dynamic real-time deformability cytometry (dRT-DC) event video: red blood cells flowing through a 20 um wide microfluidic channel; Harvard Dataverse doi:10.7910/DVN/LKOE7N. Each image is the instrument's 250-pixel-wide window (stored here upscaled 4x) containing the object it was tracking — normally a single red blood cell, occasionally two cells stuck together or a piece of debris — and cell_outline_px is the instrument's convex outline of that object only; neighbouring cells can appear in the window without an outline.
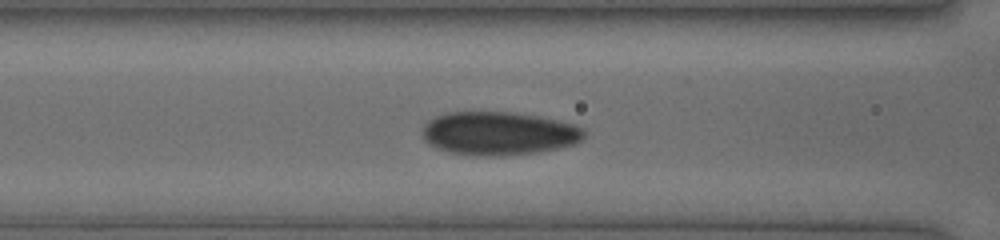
{"species": "human", "species_latin": "Homo sapiens", "temperature_condition": "cold", "stored_images_in_passage": 40, "camera_frame_rate_fps": 3000, "um_per_image_px": 0.085, "donor": {"sex": "female"}, "frame": {"image": 1, "passage_image": 15, "time_ms": 3.0, "image_size_px": [1000, 240], "cell_outline_px": [[584, 136], [576, 144], [536, 152], [504, 156], [476, 156], [452, 152], [436, 148], [428, 144], [424, 140], [420, 132], [424, 124], [428, 120], [436, 116], [448, 112], [512, 112], [536, 116], [556, 120], [572, 124], [584, 128]], "centroid_in_image_um": [42.34, 11.34], "position_along_channel_um": 124.3, "area_um2": 40.98}}
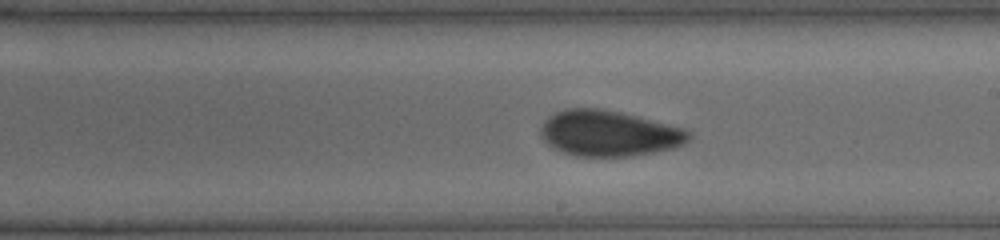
{"frame": {"image": 2, "passage_image": 24, "time_ms": 5.667, "image_size_px": [1000, 240], "cell_outline_px": [[692, 136], [684, 144], [676, 148], [632, 156], [576, 156], [552, 148], [540, 136], [540, 128], [544, 120], [556, 112], [568, 108], [600, 108], [620, 112], [684, 128], [692, 132]], "centroid_in_image_um": [51.77, 11.34], "position_along_channel_um": 237.2, "area_um2": 39.59}}
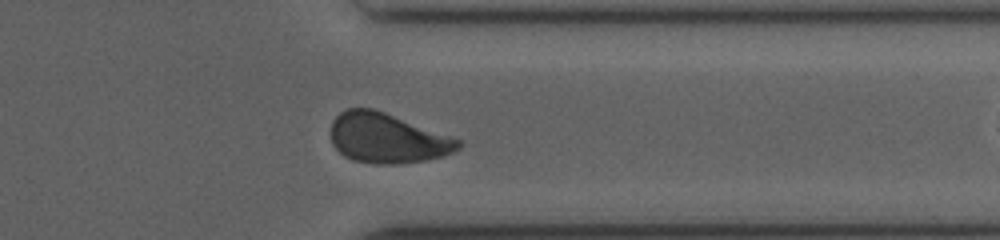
{"frame": {"image": 3, "passage_image": 37, "time_ms": 9.0, "image_size_px": [1000, 240], "cell_outline_px": [[464, 144], [460, 148], [452, 152], [440, 156], [424, 160], [396, 164], [376, 164], [352, 160], [344, 156], [332, 144], [332, 120], [340, 112], [348, 108], [372, 108], [384, 112], [452, 136], [460, 140]], "centroid_in_image_um": [32.91, 11.74], "position_along_channel_um": 378.5, "area_um2": 36.88}}